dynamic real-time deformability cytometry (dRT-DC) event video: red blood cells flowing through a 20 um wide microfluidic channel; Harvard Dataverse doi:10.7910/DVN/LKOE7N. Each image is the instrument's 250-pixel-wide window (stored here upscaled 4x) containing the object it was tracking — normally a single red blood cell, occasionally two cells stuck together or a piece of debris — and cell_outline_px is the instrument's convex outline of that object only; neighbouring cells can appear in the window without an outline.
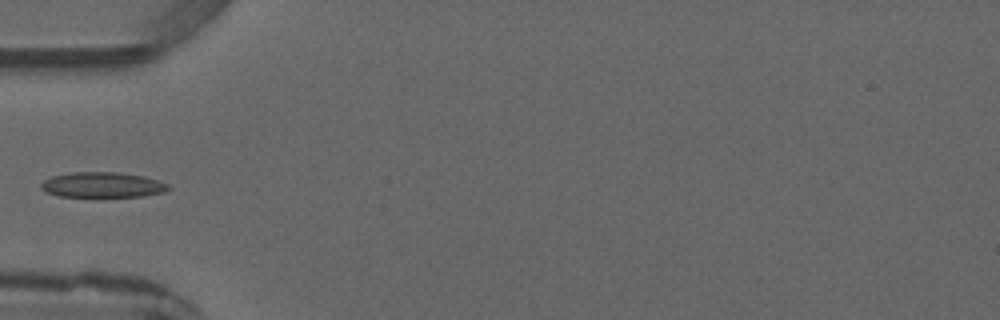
{"species": "common noctule bat (a hibernating species)", "species_latin": "Nyctalus noctula", "temperature_condition": "warm", "stored_images_in_passage": 4, "camera_frame_rate_fps": 3000, "um_per_image_px": 0.085, "animal": {"sex": "male", "forearm_length_mm": 52.5}, "frame": {"image": 1, "passage_image": 4, "time_ms": 5.0, "image_size_px": [1000, 320], "cell_outline_px": [[172, 188], [164, 192], [144, 196], [100, 200], [96, 200], [56, 196], [40, 188], [40, 184], [44, 180], [52, 176], [72, 172], [120, 172], [144, 176], [168, 184]], "centroid_in_image_um": [8.7, 15.77], "position_along_channel_um": 76.3, "area_um2": 20.06}}